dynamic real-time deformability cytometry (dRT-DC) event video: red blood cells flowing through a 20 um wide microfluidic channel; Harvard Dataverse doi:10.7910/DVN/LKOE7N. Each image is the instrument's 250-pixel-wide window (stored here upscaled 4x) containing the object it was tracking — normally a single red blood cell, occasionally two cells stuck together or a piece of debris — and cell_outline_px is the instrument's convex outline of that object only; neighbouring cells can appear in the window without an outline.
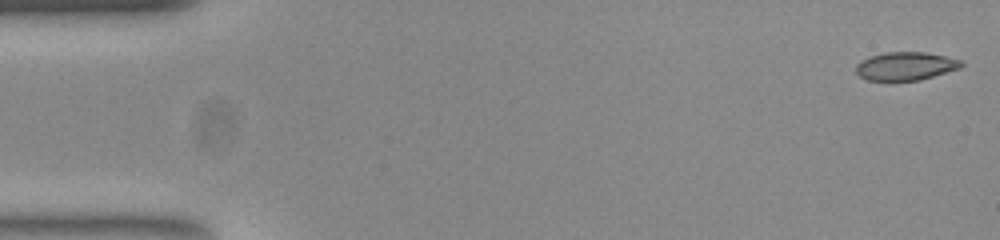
{"species": "common noctule bat (a hibernating species)", "species_latin": "Nyctalus noctula", "temperature_condition": "room temperature", "stored_images_in_passage": 53, "camera_frame_rate_fps": 3000, "um_per_image_px": 0.085, "animal": {"sex": "female", "body_mass_g": 23.0, "forearm_length_mm": 53.4}, "frame": {"image": 1, "passage_image": 1, "time_ms": 0.0, "image_size_px": [1000, 240], "cell_outline_px": [[964, 64], [960, 68], [920, 80], [868, 80], [860, 76], [856, 72], [856, 64], [860, 60], [868, 56], [884, 52], [924, 52], [944, 56], [960, 60]], "centroid_in_image_um": [76.94, 5.61], "position_along_channel_um": 8.1, "area_um2": 17.28}}
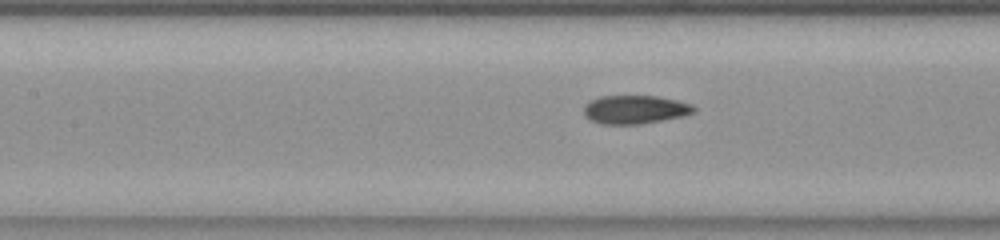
{"frame": {"image": 2, "passage_image": 23, "time_ms": 7.333, "image_size_px": [1000, 240], "cell_outline_px": [[696, 112], [684, 116], [640, 124], [600, 124], [584, 116], [584, 104], [588, 100], [600, 96], [656, 96], [676, 100], [692, 104], [696, 108]], "centroid_in_image_um": [53.96, 9.31], "position_along_channel_um": 153.4, "area_um2": 18.44}}
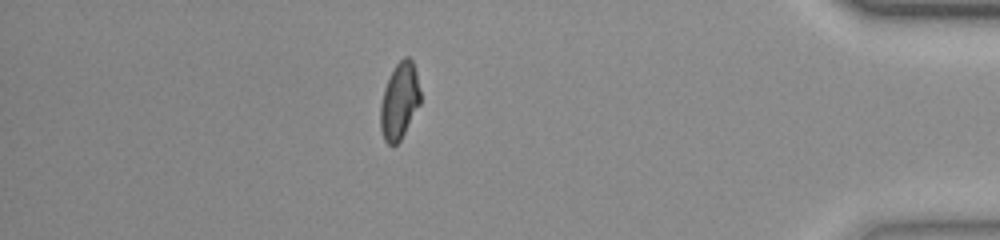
{"frame": {"image": 3, "passage_image": 46, "time_ms": 15.0, "image_size_px": [1000, 240], "cell_outline_px": [[420, 104], [400, 140], [392, 148], [384, 140], [380, 128], [380, 104], [384, 88], [396, 64], [404, 56], [408, 56], [412, 60], [416, 72], [420, 92]], "centroid_in_image_um": [33.94, 8.61], "position_along_channel_um": 401.3, "area_um2": 17.74}, "authors_computed_cell_mechanics": {"area_um2": 18.0914, "velocity_mm_per_s": 3.8211, "shape_relaxation_time_tau1_ms": null, "shape_relaxation_time_tau2_ms": 1.8936, "deformation_change_tau1": null, "deformation_change_tau2": 0.0734}}